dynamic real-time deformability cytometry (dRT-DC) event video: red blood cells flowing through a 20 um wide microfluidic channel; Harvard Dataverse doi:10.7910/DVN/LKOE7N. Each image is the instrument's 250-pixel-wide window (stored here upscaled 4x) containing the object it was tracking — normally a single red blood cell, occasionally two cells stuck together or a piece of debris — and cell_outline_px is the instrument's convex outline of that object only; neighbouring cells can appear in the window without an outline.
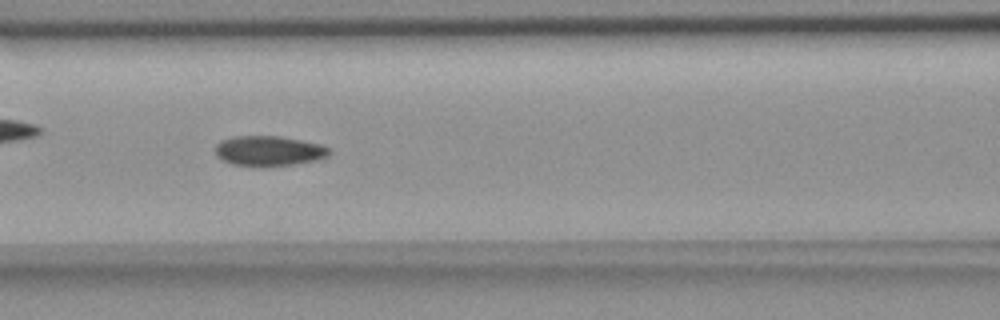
{"species": "common noctule bat (a hibernating species)", "species_latin": "Nyctalus noctula", "temperature_condition": "room temperature", "stored_images_in_passage": 54, "camera_frame_rate_fps": 3000, "um_per_image_px": 0.085, "animal": {"sex": "female", "body_mass_g": 18.4}, "frame": {"image": 1, "passage_image": 23, "time_ms": 7.333, "image_size_px": [1000, 320], "cell_outline_px": [[332, 152], [328, 156], [316, 160], [268, 168], [256, 168], [232, 164], [216, 156], [216, 144], [220, 140], [232, 136], [280, 136], [320, 144], [328, 148]], "centroid_in_image_um": [22.82, 12.85], "position_along_channel_um": 143.8, "area_um2": 20.4}}
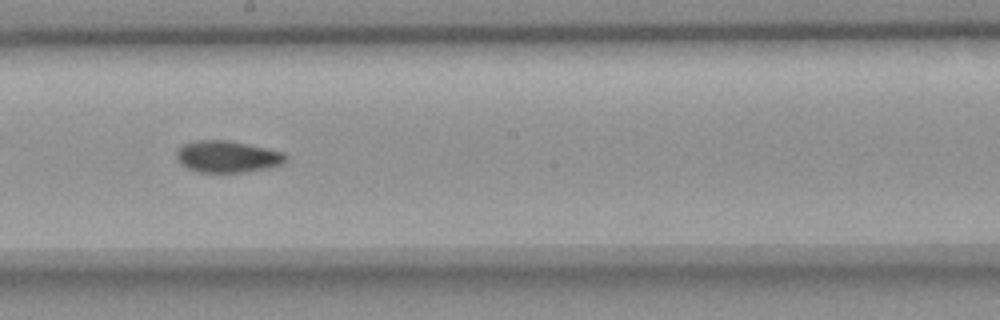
{"frame": {"image": 2, "passage_image": 30, "time_ms": 9.667, "image_size_px": [1000, 320], "cell_outline_px": [[288, 156], [284, 164], [268, 168], [244, 172], [196, 172], [180, 164], [176, 156], [176, 152], [184, 144], [196, 140], [228, 140], [284, 152]], "centroid_in_image_um": [19.34, 13.32], "position_along_channel_um": 228.9, "area_um2": 20.23}}
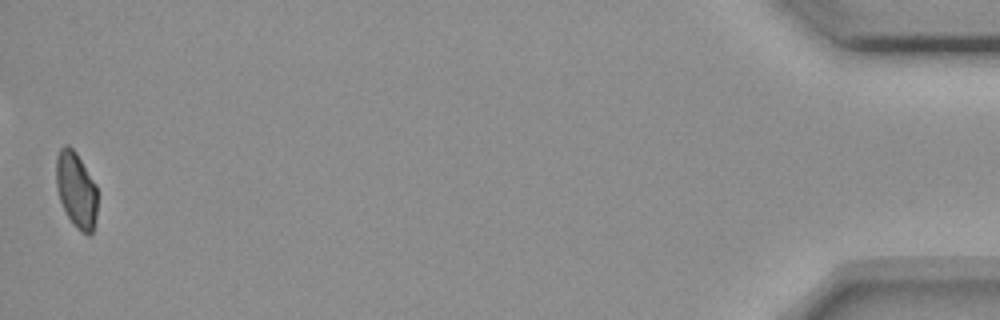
{"frame": {"image": 3, "passage_image": 54, "time_ms": 17.667, "image_size_px": [1000, 320], "cell_outline_px": [[96, 216], [92, 232], [88, 236], [80, 232], [72, 224], [60, 200], [56, 188], [56, 156], [60, 148], [64, 144], [68, 144], [76, 152], [96, 184]], "centroid_in_image_um": [6.46, 16.12], "position_along_channel_um": 428.7, "area_um2": 18.32}, "authors_computed_cell_mechanics": {"area_um2": 19.7676, "velocity_mm_per_s": 3.6715, "shape_relaxation_time_tau1_ms": null, "shape_relaxation_time_tau2_ms": 3.5881, "deformation_change_tau1": null, "deformation_change_tau2": 0.0647}}